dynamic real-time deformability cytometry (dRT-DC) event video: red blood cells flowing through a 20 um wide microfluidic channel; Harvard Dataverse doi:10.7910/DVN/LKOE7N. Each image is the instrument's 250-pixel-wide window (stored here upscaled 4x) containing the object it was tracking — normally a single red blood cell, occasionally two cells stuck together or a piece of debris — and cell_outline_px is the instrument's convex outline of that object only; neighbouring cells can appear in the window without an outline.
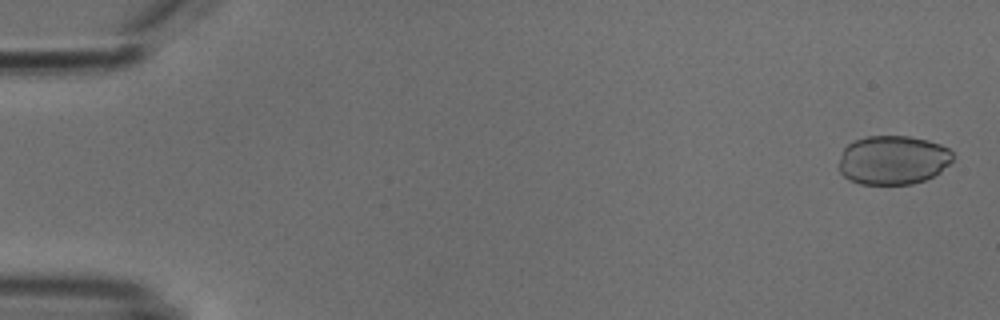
{"species": "common noctule bat (a hibernating species)", "species_latin": "Nyctalus noctula", "temperature_condition": "cold", "stored_images_in_passage": 5, "camera_frame_rate_fps": 3000, "um_per_image_px": 0.085, "animal": {"sex": "male", "body_mass_g": 18.8}, "frame": {"image": 1, "passage_image": 1, "time_ms": 0.0, "image_size_px": [1000, 320], "cell_outline_px": [[952, 160], [940, 172], [924, 180], [912, 184], [860, 184], [848, 180], [840, 172], [840, 160], [844, 148], [852, 140], [868, 136], [908, 136], [928, 140], [940, 144], [948, 148], [952, 152]], "centroid_in_image_um": [75.89, 13.6], "position_along_channel_um": 9.1, "area_um2": 32.54}}